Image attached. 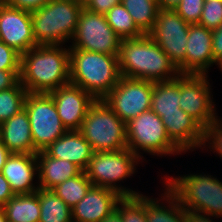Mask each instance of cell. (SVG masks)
Returning a JSON list of instances; mask_svg holds the SVG:
<instances>
[{
  "label": "cell",
  "instance_id": "obj_10",
  "mask_svg": "<svg viewBox=\"0 0 222 222\" xmlns=\"http://www.w3.org/2000/svg\"><path fill=\"white\" fill-rule=\"evenodd\" d=\"M69 49L119 56L122 39L108 24L105 14L83 8Z\"/></svg>",
  "mask_w": 222,
  "mask_h": 222
},
{
  "label": "cell",
  "instance_id": "obj_30",
  "mask_svg": "<svg viewBox=\"0 0 222 222\" xmlns=\"http://www.w3.org/2000/svg\"><path fill=\"white\" fill-rule=\"evenodd\" d=\"M27 94L20 81L14 87L0 91V124L24 109Z\"/></svg>",
  "mask_w": 222,
  "mask_h": 222
},
{
  "label": "cell",
  "instance_id": "obj_6",
  "mask_svg": "<svg viewBox=\"0 0 222 222\" xmlns=\"http://www.w3.org/2000/svg\"><path fill=\"white\" fill-rule=\"evenodd\" d=\"M79 132L91 145L93 152L127 148L126 123L103 99L95 100L90 105Z\"/></svg>",
  "mask_w": 222,
  "mask_h": 222
},
{
  "label": "cell",
  "instance_id": "obj_16",
  "mask_svg": "<svg viewBox=\"0 0 222 222\" xmlns=\"http://www.w3.org/2000/svg\"><path fill=\"white\" fill-rule=\"evenodd\" d=\"M185 63L178 69L182 74H206L214 63L211 30L200 24H190Z\"/></svg>",
  "mask_w": 222,
  "mask_h": 222
},
{
  "label": "cell",
  "instance_id": "obj_27",
  "mask_svg": "<svg viewBox=\"0 0 222 222\" xmlns=\"http://www.w3.org/2000/svg\"><path fill=\"white\" fill-rule=\"evenodd\" d=\"M121 3L144 34L154 29L159 10L157 0H121Z\"/></svg>",
  "mask_w": 222,
  "mask_h": 222
},
{
  "label": "cell",
  "instance_id": "obj_20",
  "mask_svg": "<svg viewBox=\"0 0 222 222\" xmlns=\"http://www.w3.org/2000/svg\"><path fill=\"white\" fill-rule=\"evenodd\" d=\"M0 141L11 153L37 154L25 109L0 124Z\"/></svg>",
  "mask_w": 222,
  "mask_h": 222
},
{
  "label": "cell",
  "instance_id": "obj_36",
  "mask_svg": "<svg viewBox=\"0 0 222 222\" xmlns=\"http://www.w3.org/2000/svg\"><path fill=\"white\" fill-rule=\"evenodd\" d=\"M5 4L15 7L17 9H22L28 12L36 11L41 8L45 4H47L50 0H1Z\"/></svg>",
  "mask_w": 222,
  "mask_h": 222
},
{
  "label": "cell",
  "instance_id": "obj_21",
  "mask_svg": "<svg viewBox=\"0 0 222 222\" xmlns=\"http://www.w3.org/2000/svg\"><path fill=\"white\" fill-rule=\"evenodd\" d=\"M45 152L57 159L67 160L84 171L94 153L91 145L79 131H67L51 143Z\"/></svg>",
  "mask_w": 222,
  "mask_h": 222
},
{
  "label": "cell",
  "instance_id": "obj_3",
  "mask_svg": "<svg viewBox=\"0 0 222 222\" xmlns=\"http://www.w3.org/2000/svg\"><path fill=\"white\" fill-rule=\"evenodd\" d=\"M70 83L95 100L104 99L119 82L118 57L80 49H69Z\"/></svg>",
  "mask_w": 222,
  "mask_h": 222
},
{
  "label": "cell",
  "instance_id": "obj_12",
  "mask_svg": "<svg viewBox=\"0 0 222 222\" xmlns=\"http://www.w3.org/2000/svg\"><path fill=\"white\" fill-rule=\"evenodd\" d=\"M180 83V108L203 128L216 121L215 104L206 74H182L175 78Z\"/></svg>",
  "mask_w": 222,
  "mask_h": 222
},
{
  "label": "cell",
  "instance_id": "obj_35",
  "mask_svg": "<svg viewBox=\"0 0 222 222\" xmlns=\"http://www.w3.org/2000/svg\"><path fill=\"white\" fill-rule=\"evenodd\" d=\"M21 54L0 40V70L20 71Z\"/></svg>",
  "mask_w": 222,
  "mask_h": 222
},
{
  "label": "cell",
  "instance_id": "obj_29",
  "mask_svg": "<svg viewBox=\"0 0 222 222\" xmlns=\"http://www.w3.org/2000/svg\"><path fill=\"white\" fill-rule=\"evenodd\" d=\"M106 20L113 31L123 40L137 38L144 33L137 27L132 16L122 3L113 6L106 14Z\"/></svg>",
  "mask_w": 222,
  "mask_h": 222
},
{
  "label": "cell",
  "instance_id": "obj_4",
  "mask_svg": "<svg viewBox=\"0 0 222 222\" xmlns=\"http://www.w3.org/2000/svg\"><path fill=\"white\" fill-rule=\"evenodd\" d=\"M75 0H50L31 12L37 45H64L72 40L83 10Z\"/></svg>",
  "mask_w": 222,
  "mask_h": 222
},
{
  "label": "cell",
  "instance_id": "obj_46",
  "mask_svg": "<svg viewBox=\"0 0 222 222\" xmlns=\"http://www.w3.org/2000/svg\"><path fill=\"white\" fill-rule=\"evenodd\" d=\"M79 5L86 7L91 0H75Z\"/></svg>",
  "mask_w": 222,
  "mask_h": 222
},
{
  "label": "cell",
  "instance_id": "obj_22",
  "mask_svg": "<svg viewBox=\"0 0 222 222\" xmlns=\"http://www.w3.org/2000/svg\"><path fill=\"white\" fill-rule=\"evenodd\" d=\"M38 164V186L52 190L55 186L78 175L82 170L72 162L49 156L45 151L36 154Z\"/></svg>",
  "mask_w": 222,
  "mask_h": 222
},
{
  "label": "cell",
  "instance_id": "obj_45",
  "mask_svg": "<svg viewBox=\"0 0 222 222\" xmlns=\"http://www.w3.org/2000/svg\"><path fill=\"white\" fill-rule=\"evenodd\" d=\"M0 222H7V217L2 207H0Z\"/></svg>",
  "mask_w": 222,
  "mask_h": 222
},
{
  "label": "cell",
  "instance_id": "obj_43",
  "mask_svg": "<svg viewBox=\"0 0 222 222\" xmlns=\"http://www.w3.org/2000/svg\"><path fill=\"white\" fill-rule=\"evenodd\" d=\"M10 154L11 152L0 141V172H2L3 166Z\"/></svg>",
  "mask_w": 222,
  "mask_h": 222
},
{
  "label": "cell",
  "instance_id": "obj_13",
  "mask_svg": "<svg viewBox=\"0 0 222 222\" xmlns=\"http://www.w3.org/2000/svg\"><path fill=\"white\" fill-rule=\"evenodd\" d=\"M189 26L174 9H159L154 29L149 33L178 69L185 63Z\"/></svg>",
  "mask_w": 222,
  "mask_h": 222
},
{
  "label": "cell",
  "instance_id": "obj_47",
  "mask_svg": "<svg viewBox=\"0 0 222 222\" xmlns=\"http://www.w3.org/2000/svg\"><path fill=\"white\" fill-rule=\"evenodd\" d=\"M217 65L220 67V70L222 71V60H220Z\"/></svg>",
  "mask_w": 222,
  "mask_h": 222
},
{
  "label": "cell",
  "instance_id": "obj_26",
  "mask_svg": "<svg viewBox=\"0 0 222 222\" xmlns=\"http://www.w3.org/2000/svg\"><path fill=\"white\" fill-rule=\"evenodd\" d=\"M39 222H72L71 208L53 190L38 189Z\"/></svg>",
  "mask_w": 222,
  "mask_h": 222
},
{
  "label": "cell",
  "instance_id": "obj_28",
  "mask_svg": "<svg viewBox=\"0 0 222 222\" xmlns=\"http://www.w3.org/2000/svg\"><path fill=\"white\" fill-rule=\"evenodd\" d=\"M91 186L92 182L86 176L85 172L81 171L78 175L60 183L52 190L72 209L85 197Z\"/></svg>",
  "mask_w": 222,
  "mask_h": 222
},
{
  "label": "cell",
  "instance_id": "obj_19",
  "mask_svg": "<svg viewBox=\"0 0 222 222\" xmlns=\"http://www.w3.org/2000/svg\"><path fill=\"white\" fill-rule=\"evenodd\" d=\"M168 137L185 153L201 148L204 128L180 108V113L160 116Z\"/></svg>",
  "mask_w": 222,
  "mask_h": 222
},
{
  "label": "cell",
  "instance_id": "obj_42",
  "mask_svg": "<svg viewBox=\"0 0 222 222\" xmlns=\"http://www.w3.org/2000/svg\"><path fill=\"white\" fill-rule=\"evenodd\" d=\"M159 9L162 10H172L177 7L180 0H157Z\"/></svg>",
  "mask_w": 222,
  "mask_h": 222
},
{
  "label": "cell",
  "instance_id": "obj_17",
  "mask_svg": "<svg viewBox=\"0 0 222 222\" xmlns=\"http://www.w3.org/2000/svg\"><path fill=\"white\" fill-rule=\"evenodd\" d=\"M123 197L117 192L92 185L72 209V222H102Z\"/></svg>",
  "mask_w": 222,
  "mask_h": 222
},
{
  "label": "cell",
  "instance_id": "obj_37",
  "mask_svg": "<svg viewBox=\"0 0 222 222\" xmlns=\"http://www.w3.org/2000/svg\"><path fill=\"white\" fill-rule=\"evenodd\" d=\"M121 3V0H91L85 7L90 11L106 14L113 6Z\"/></svg>",
  "mask_w": 222,
  "mask_h": 222
},
{
  "label": "cell",
  "instance_id": "obj_2",
  "mask_svg": "<svg viewBox=\"0 0 222 222\" xmlns=\"http://www.w3.org/2000/svg\"><path fill=\"white\" fill-rule=\"evenodd\" d=\"M118 61L122 77L161 82L173 80L180 74L149 34L123 39Z\"/></svg>",
  "mask_w": 222,
  "mask_h": 222
},
{
  "label": "cell",
  "instance_id": "obj_44",
  "mask_svg": "<svg viewBox=\"0 0 222 222\" xmlns=\"http://www.w3.org/2000/svg\"><path fill=\"white\" fill-rule=\"evenodd\" d=\"M102 222H123L117 209L112 211Z\"/></svg>",
  "mask_w": 222,
  "mask_h": 222
},
{
  "label": "cell",
  "instance_id": "obj_41",
  "mask_svg": "<svg viewBox=\"0 0 222 222\" xmlns=\"http://www.w3.org/2000/svg\"><path fill=\"white\" fill-rule=\"evenodd\" d=\"M186 222H215L208 214L186 210Z\"/></svg>",
  "mask_w": 222,
  "mask_h": 222
},
{
  "label": "cell",
  "instance_id": "obj_18",
  "mask_svg": "<svg viewBox=\"0 0 222 222\" xmlns=\"http://www.w3.org/2000/svg\"><path fill=\"white\" fill-rule=\"evenodd\" d=\"M2 174L15 195L32 194L39 189L38 185L36 187L33 184V180L38 177L36 154L11 153L3 166Z\"/></svg>",
  "mask_w": 222,
  "mask_h": 222
},
{
  "label": "cell",
  "instance_id": "obj_34",
  "mask_svg": "<svg viewBox=\"0 0 222 222\" xmlns=\"http://www.w3.org/2000/svg\"><path fill=\"white\" fill-rule=\"evenodd\" d=\"M222 119L220 118L216 119L215 122L208 125L204 128L203 132V141L201 148L203 146V149L207 146L209 149H212L214 152H216L219 157H222ZM209 146H208V144ZM207 144V145H206ZM212 145V146H211ZM222 159V158H221Z\"/></svg>",
  "mask_w": 222,
  "mask_h": 222
},
{
  "label": "cell",
  "instance_id": "obj_15",
  "mask_svg": "<svg viewBox=\"0 0 222 222\" xmlns=\"http://www.w3.org/2000/svg\"><path fill=\"white\" fill-rule=\"evenodd\" d=\"M49 94L67 131H79L90 105L95 99L81 87L67 83Z\"/></svg>",
  "mask_w": 222,
  "mask_h": 222
},
{
  "label": "cell",
  "instance_id": "obj_31",
  "mask_svg": "<svg viewBox=\"0 0 222 222\" xmlns=\"http://www.w3.org/2000/svg\"><path fill=\"white\" fill-rule=\"evenodd\" d=\"M123 222H146V196L123 197L116 205Z\"/></svg>",
  "mask_w": 222,
  "mask_h": 222
},
{
  "label": "cell",
  "instance_id": "obj_9",
  "mask_svg": "<svg viewBox=\"0 0 222 222\" xmlns=\"http://www.w3.org/2000/svg\"><path fill=\"white\" fill-rule=\"evenodd\" d=\"M24 109L29 117L32 140L37 153L45 151L51 143L67 132L49 93H28Z\"/></svg>",
  "mask_w": 222,
  "mask_h": 222
},
{
  "label": "cell",
  "instance_id": "obj_8",
  "mask_svg": "<svg viewBox=\"0 0 222 222\" xmlns=\"http://www.w3.org/2000/svg\"><path fill=\"white\" fill-rule=\"evenodd\" d=\"M127 148L142 159L139 150L151 155L181 154L183 151L168 137L161 118L152 110L145 111L126 123Z\"/></svg>",
  "mask_w": 222,
  "mask_h": 222
},
{
  "label": "cell",
  "instance_id": "obj_5",
  "mask_svg": "<svg viewBox=\"0 0 222 222\" xmlns=\"http://www.w3.org/2000/svg\"><path fill=\"white\" fill-rule=\"evenodd\" d=\"M164 181L165 187L186 210L222 217V181L216 177L195 173L165 177Z\"/></svg>",
  "mask_w": 222,
  "mask_h": 222
},
{
  "label": "cell",
  "instance_id": "obj_25",
  "mask_svg": "<svg viewBox=\"0 0 222 222\" xmlns=\"http://www.w3.org/2000/svg\"><path fill=\"white\" fill-rule=\"evenodd\" d=\"M180 83L176 80L154 82L151 109L162 114L180 113Z\"/></svg>",
  "mask_w": 222,
  "mask_h": 222
},
{
  "label": "cell",
  "instance_id": "obj_7",
  "mask_svg": "<svg viewBox=\"0 0 222 222\" xmlns=\"http://www.w3.org/2000/svg\"><path fill=\"white\" fill-rule=\"evenodd\" d=\"M140 159L128 148L94 152L84 172L94 186L111 189L122 197H136L141 194L117 183L136 172L135 166L139 164Z\"/></svg>",
  "mask_w": 222,
  "mask_h": 222
},
{
  "label": "cell",
  "instance_id": "obj_39",
  "mask_svg": "<svg viewBox=\"0 0 222 222\" xmlns=\"http://www.w3.org/2000/svg\"><path fill=\"white\" fill-rule=\"evenodd\" d=\"M20 81V71L0 70V91L14 87Z\"/></svg>",
  "mask_w": 222,
  "mask_h": 222
},
{
  "label": "cell",
  "instance_id": "obj_38",
  "mask_svg": "<svg viewBox=\"0 0 222 222\" xmlns=\"http://www.w3.org/2000/svg\"><path fill=\"white\" fill-rule=\"evenodd\" d=\"M212 33V54L214 61L218 63L222 60V24L214 30Z\"/></svg>",
  "mask_w": 222,
  "mask_h": 222
},
{
  "label": "cell",
  "instance_id": "obj_14",
  "mask_svg": "<svg viewBox=\"0 0 222 222\" xmlns=\"http://www.w3.org/2000/svg\"><path fill=\"white\" fill-rule=\"evenodd\" d=\"M0 40L20 54L37 46L31 12L11 7L0 0Z\"/></svg>",
  "mask_w": 222,
  "mask_h": 222
},
{
  "label": "cell",
  "instance_id": "obj_11",
  "mask_svg": "<svg viewBox=\"0 0 222 222\" xmlns=\"http://www.w3.org/2000/svg\"><path fill=\"white\" fill-rule=\"evenodd\" d=\"M153 81L121 77L103 99L125 123L151 109Z\"/></svg>",
  "mask_w": 222,
  "mask_h": 222
},
{
  "label": "cell",
  "instance_id": "obj_32",
  "mask_svg": "<svg viewBox=\"0 0 222 222\" xmlns=\"http://www.w3.org/2000/svg\"><path fill=\"white\" fill-rule=\"evenodd\" d=\"M199 24L209 30L217 29L222 24V0L205 1Z\"/></svg>",
  "mask_w": 222,
  "mask_h": 222
},
{
  "label": "cell",
  "instance_id": "obj_33",
  "mask_svg": "<svg viewBox=\"0 0 222 222\" xmlns=\"http://www.w3.org/2000/svg\"><path fill=\"white\" fill-rule=\"evenodd\" d=\"M205 0H180L174 9L188 24H199Z\"/></svg>",
  "mask_w": 222,
  "mask_h": 222
},
{
  "label": "cell",
  "instance_id": "obj_23",
  "mask_svg": "<svg viewBox=\"0 0 222 222\" xmlns=\"http://www.w3.org/2000/svg\"><path fill=\"white\" fill-rule=\"evenodd\" d=\"M162 195L161 200H166L168 207L160 204V199L146 196V222H186V209L178 199L167 188Z\"/></svg>",
  "mask_w": 222,
  "mask_h": 222
},
{
  "label": "cell",
  "instance_id": "obj_40",
  "mask_svg": "<svg viewBox=\"0 0 222 222\" xmlns=\"http://www.w3.org/2000/svg\"><path fill=\"white\" fill-rule=\"evenodd\" d=\"M14 195L9 182L0 172V207H3Z\"/></svg>",
  "mask_w": 222,
  "mask_h": 222
},
{
  "label": "cell",
  "instance_id": "obj_24",
  "mask_svg": "<svg viewBox=\"0 0 222 222\" xmlns=\"http://www.w3.org/2000/svg\"><path fill=\"white\" fill-rule=\"evenodd\" d=\"M2 208L7 222H39L38 190L32 194L14 195Z\"/></svg>",
  "mask_w": 222,
  "mask_h": 222
},
{
  "label": "cell",
  "instance_id": "obj_1",
  "mask_svg": "<svg viewBox=\"0 0 222 222\" xmlns=\"http://www.w3.org/2000/svg\"><path fill=\"white\" fill-rule=\"evenodd\" d=\"M69 47L37 45L21 54L20 83L28 93H49L70 82Z\"/></svg>",
  "mask_w": 222,
  "mask_h": 222
}]
</instances>
